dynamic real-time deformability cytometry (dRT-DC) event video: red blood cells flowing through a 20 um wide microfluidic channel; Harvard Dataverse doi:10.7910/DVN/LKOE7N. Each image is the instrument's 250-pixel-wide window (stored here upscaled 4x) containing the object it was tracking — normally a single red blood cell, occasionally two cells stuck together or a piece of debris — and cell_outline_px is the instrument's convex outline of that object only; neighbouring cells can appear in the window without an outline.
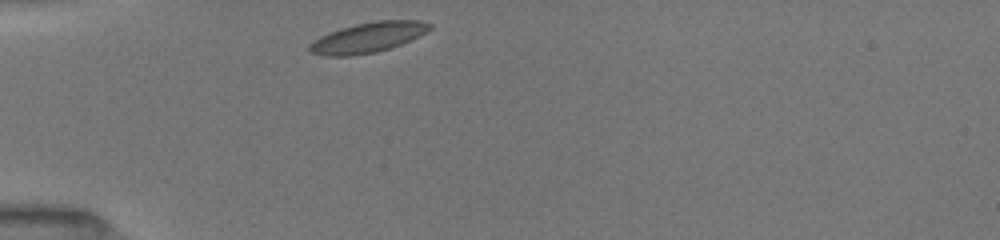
{"species": "common noctule bat (a hibernating species)", "species_latin": "Nyctalus noctula", "temperature_condition": "room temperature", "stored_images_in_passage": 8, "camera_frame_rate_fps": 3000, "um_per_image_px": 0.085, "animal": {"sex": "female", "body_mass_g": 19.5, "forearm_length_mm": 54.1}, "frame": {"image": 1, "passage_image": 1, "time_ms": 0.0, "image_size_px": [1000, 240], "cell_outline_px": [[432, 28], [400, 44], [376, 52], [352, 56], [324, 56], [312, 52], [308, 48], [308, 44], [320, 36], [340, 28], [356, 24], [376, 20], [420, 20], [432, 24]], "centroid_in_image_um": [31.24, 3.18], "position_along_channel_um": 53.8, "area_um2": 20.92}}
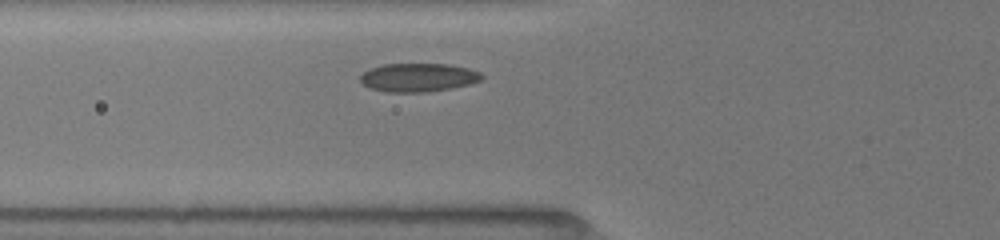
{"frame": {"image": 2, "passage_image": 4, "time_ms": 1.333, "image_size_px": [1000, 240], "cell_outline_px": [[484, 76], [480, 80], [468, 84], [452, 88], [428, 92], [388, 92], [368, 88], [360, 80], [360, 76], [364, 72], [372, 68], [384, 64], [452, 64], [468, 68], [480, 72]], "centroid_in_image_um": [35.56, 6.58], "position_along_channel_um": 90.2, "area_um2": 20.17}}
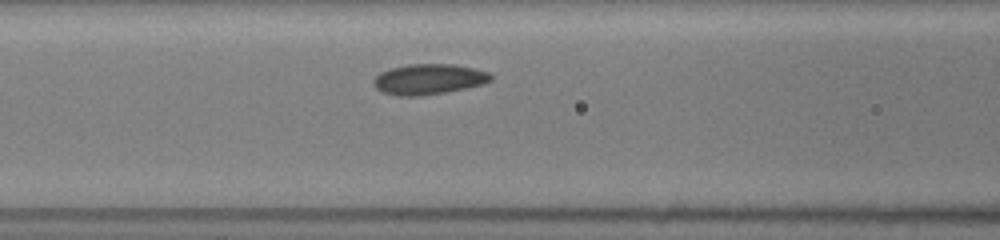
{"frame": {"image": 3, "passage_image": 6, "time_ms": 2.333, "image_size_px": [1000, 240], "cell_outline_px": [[492, 80], [484, 84], [448, 92], [420, 96], [400, 96], [384, 92], [376, 88], [372, 84], [372, 80], [380, 72], [392, 68], [408, 64], [452, 64], [472, 68], [488, 72], [492, 76]], "centroid_in_image_um": [36.44, 6.74], "position_along_channel_um": 130.2, "area_um2": 20.87}}